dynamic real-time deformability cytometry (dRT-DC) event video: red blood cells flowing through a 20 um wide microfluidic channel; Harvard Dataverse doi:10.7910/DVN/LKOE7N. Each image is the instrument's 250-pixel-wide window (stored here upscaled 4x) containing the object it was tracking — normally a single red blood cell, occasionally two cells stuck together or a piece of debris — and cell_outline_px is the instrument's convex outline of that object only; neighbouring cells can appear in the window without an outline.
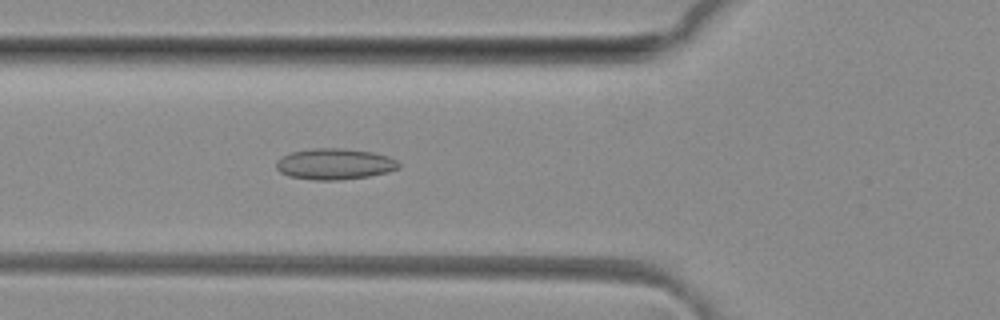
{"species": "common noctule bat (a hibernating species)", "species_latin": "Nyctalus noctula", "temperature_condition": "room temperature", "stored_images_in_passage": 50, "camera_frame_rate_fps": 3000, "um_per_image_px": 0.085, "animal": {"sex": "female", "body_mass_g": 29.2, "forearm_length_mm": 56.3}, "frame": {"image": 1, "passage_image": 18, "time_ms": 5.667, "image_size_px": [1000, 320], "cell_outline_px": [[400, 168], [388, 172], [368, 176], [340, 180], [316, 180], [288, 176], [280, 172], [276, 168], [276, 164], [284, 156], [292, 152], [312, 148], [344, 148], [372, 152], [388, 156], [396, 160], [400, 164]], "centroid_in_image_um": [28.48, 13.94], "position_along_channel_um": 97.3, "area_um2": 22.08}}
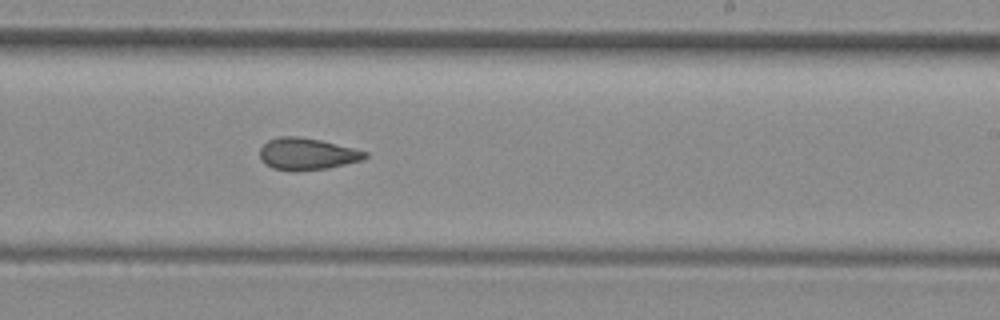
{"frame": {"image": 2, "passage_image": 30, "time_ms": 9.667, "image_size_px": [1000, 320], "cell_outline_px": [[368, 156], [364, 160], [328, 168], [296, 172], [292, 172], [272, 168], [264, 164], [260, 156], [260, 148], [268, 140], [280, 136], [296, 136], [320, 140], [368, 152]], "centroid_in_image_um": [26.08, 13.1], "position_along_channel_um": 262.9, "area_um2": 19.71}}
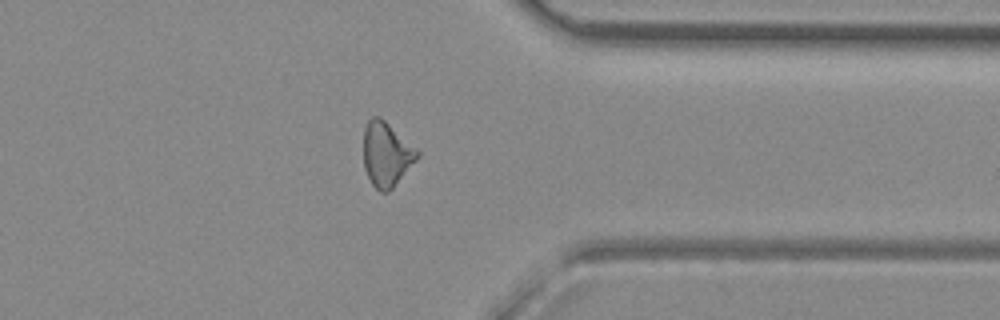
{"frame": {"image": 3, "passage_image": 39, "time_ms": 12.667, "image_size_px": [1000, 320], "cell_outline_px": [[420, 156], [392, 188], [388, 192], [380, 192], [372, 184], [364, 168], [364, 128], [368, 120], [372, 116], [380, 116], [416, 148], [420, 152]], "centroid_in_image_um": [32.84, 13.1], "position_along_channel_um": 378.6, "area_um2": 20.06}, "authors_computed_cell_mechanics": {"area_um2": 20.4901, "velocity_mm_per_s": 4.1442, "shape_relaxation_time_tau1_ms": null, "shape_relaxation_time_tau2_ms": 3.1779, "deformation_change_tau1": null, "deformation_change_tau2": 0.1029}}